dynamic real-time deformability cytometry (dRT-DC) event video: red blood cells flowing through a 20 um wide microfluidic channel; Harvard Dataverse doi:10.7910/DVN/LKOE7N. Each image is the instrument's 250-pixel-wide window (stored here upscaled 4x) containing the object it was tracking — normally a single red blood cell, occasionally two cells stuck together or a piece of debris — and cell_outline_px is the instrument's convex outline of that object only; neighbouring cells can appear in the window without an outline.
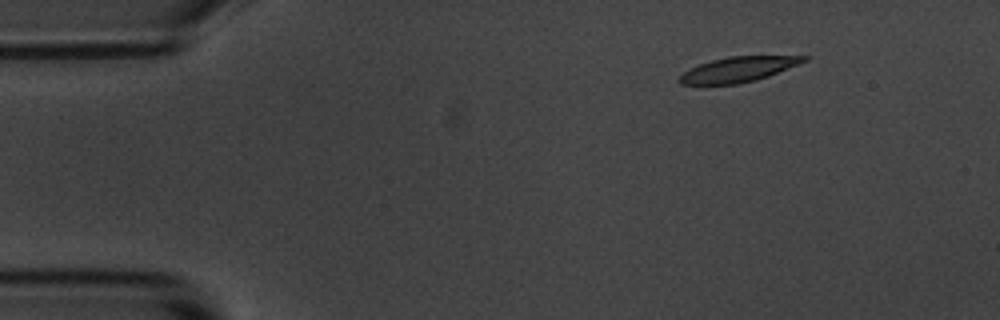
{"species": "common noctule bat (a hibernating species)", "species_latin": "Nyctalus noctula", "temperature_condition": "room temperature", "stored_images_in_passage": 14, "camera_frame_rate_fps": 3000, "um_per_image_px": 0.085, "animal": {"sex": "male", "body_mass_g": 20.1, "forearm_length_mm": 53.5}, "frame": {"image": 1, "passage_image": 2, "time_ms": 1.0, "image_size_px": [1000, 320], "cell_outline_px": [[812, 56], [808, 60], [768, 76], [756, 80], [736, 84], [680, 84], [676, 80], [684, 72], [700, 64], [712, 60], [728, 56]], "centroid_in_image_um": [62.76, 5.9], "position_along_channel_um": 22.2, "area_um2": 17.98}}
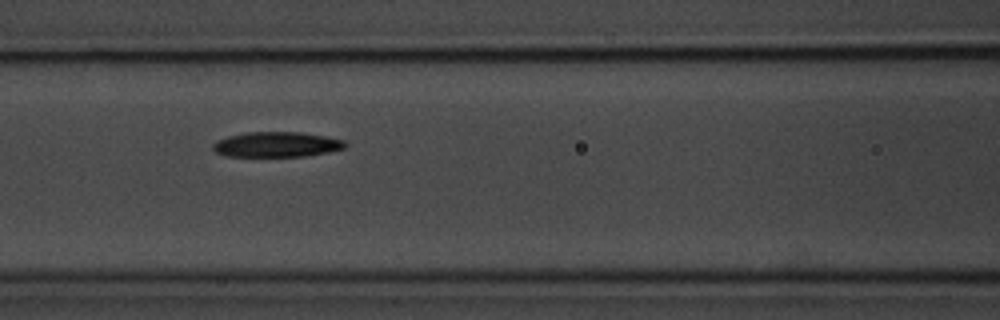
{"frame": {"image": 2, "passage_image": 6, "time_ms": 6.333, "image_size_px": [1000, 320], "cell_outline_px": [[348, 144], [344, 148], [328, 152], [308, 156], [224, 156], [216, 152], [212, 148], [212, 144], [216, 140], [228, 136], [244, 132], [300, 132], [324, 136], [344, 140]], "centroid_in_image_um": [23.49, 12.28], "position_along_channel_um": 143.1, "area_um2": 19.48}}
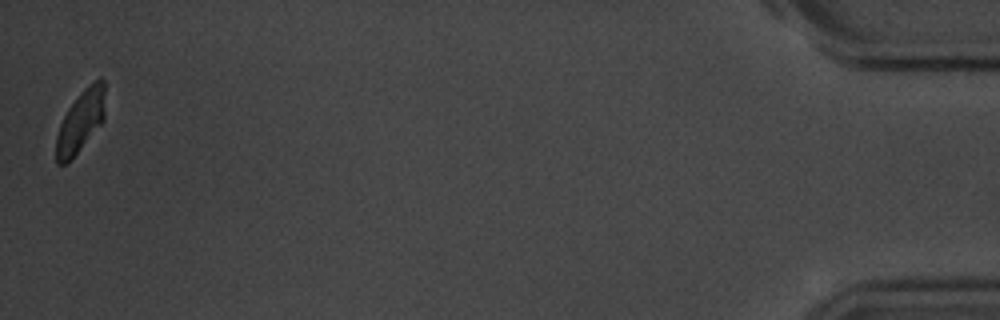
{"frame": {"image": 3, "passage_image": 14, "time_ms": 16.667, "image_size_px": [1000, 320], "cell_outline_px": [[104, 120], [80, 148], [64, 164], [56, 164], [56, 136], [60, 124], [68, 108], [84, 88], [88, 84], [100, 76], [104, 80]], "centroid_in_image_um": [6.85, 10.25], "position_along_channel_um": 428.3, "area_um2": 17.28}, "authors_computed_cell_mechanics": {"area_um2": 19.3052, "velocity_mm_per_s": 3.6623, "shape_relaxation_time_tau1_ms": 1.9758, "shape_relaxation_time_tau2_ms": 5.5592, "deformation_change_tau1": 0.0876, "deformation_change_tau2": 0.0972}}